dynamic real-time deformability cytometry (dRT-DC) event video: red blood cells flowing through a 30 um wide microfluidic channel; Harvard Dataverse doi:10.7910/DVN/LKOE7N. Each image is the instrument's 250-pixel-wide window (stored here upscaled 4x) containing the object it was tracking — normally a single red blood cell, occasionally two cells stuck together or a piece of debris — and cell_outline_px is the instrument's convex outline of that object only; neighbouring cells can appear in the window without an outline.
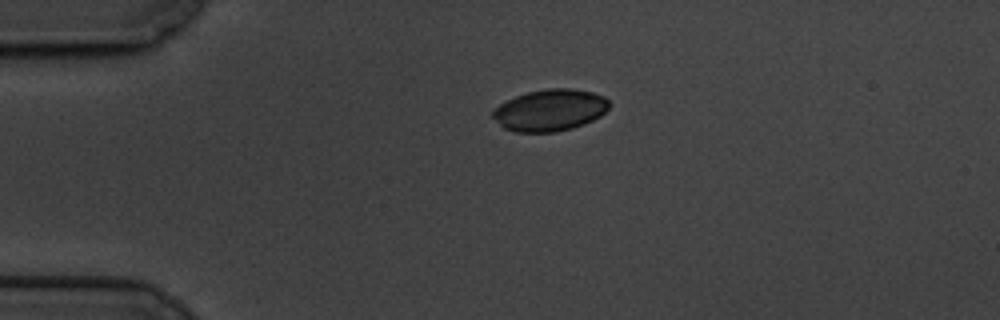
{"species": "common noctule bat (a hibernating species)", "species_latin": "Nyctalus noctula", "temperature_condition": "cold", "stored_images_in_passage": 47, "camera_frame_rate_fps": 3000, "um_per_image_px": 0.085, "animal": {"sex": "male", "body_mass_g": 19.5, "forearm_length_mm": 54.6}, "frame": {"image": 1, "passage_image": 1, "time_ms": 0.0, "image_size_px": [1000, 320], "cell_outline_px": [[612, 104], [600, 116], [584, 124], [572, 128], [556, 132], [512, 132], [504, 128], [492, 116], [492, 112], [500, 104], [516, 96], [528, 92], [548, 88], [572, 88], [592, 92], [604, 96]], "centroid_in_image_um": [46.77, 9.36], "position_along_channel_um": 38.2, "area_um2": 28.26}}
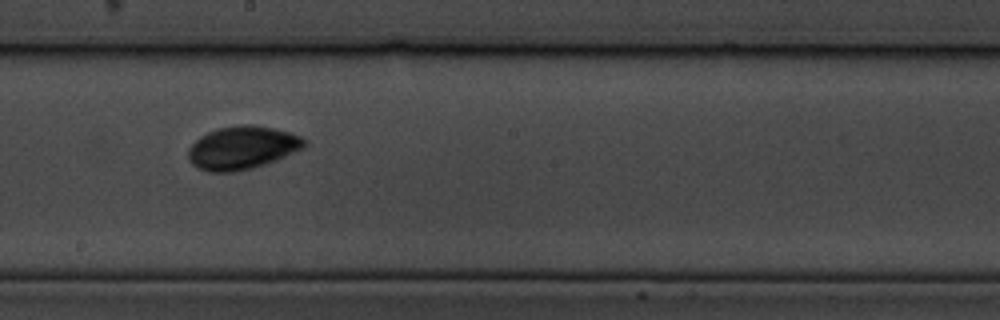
{"frame": {"image": 2, "passage_image": 21, "time_ms": 6.667, "image_size_px": [1000, 320], "cell_outline_px": [[308, 144], [276, 160], [264, 164], [232, 172], [208, 172], [192, 164], [188, 160], [188, 148], [200, 136], [216, 128], [244, 124], [252, 124], [272, 128], [288, 132], [300, 136], [308, 140]], "centroid_in_image_um": [20.56, 12.54], "position_along_channel_um": 227.6, "area_um2": 28.9}}
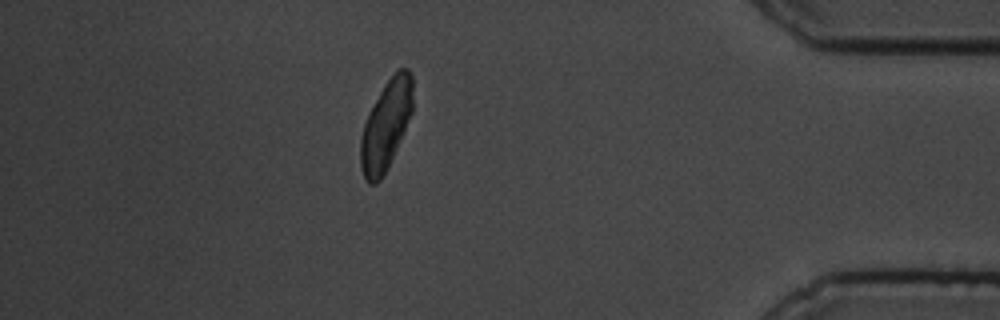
{"frame": {"image": 3, "passage_image": 40, "time_ms": 13.0, "image_size_px": [1000, 320], "cell_outline_px": [[412, 112], [388, 168], [380, 180], [376, 184], [368, 184], [364, 180], [360, 164], [360, 140], [364, 124], [368, 112], [384, 84], [400, 68], [408, 68], [412, 76]], "centroid_in_image_um": [32.78, 10.68], "position_along_channel_um": 402.4, "area_um2": 27.11}, "authors_computed_cell_mechanics": {"area_um2": 27.3972, "velocity_mm_per_s": 3.3615, "shape_relaxation_time_tau1_ms": null, "shape_relaxation_time_tau2_ms": 2.5157, "deformation_change_tau1": null, "deformation_change_tau2": 0.0442}}